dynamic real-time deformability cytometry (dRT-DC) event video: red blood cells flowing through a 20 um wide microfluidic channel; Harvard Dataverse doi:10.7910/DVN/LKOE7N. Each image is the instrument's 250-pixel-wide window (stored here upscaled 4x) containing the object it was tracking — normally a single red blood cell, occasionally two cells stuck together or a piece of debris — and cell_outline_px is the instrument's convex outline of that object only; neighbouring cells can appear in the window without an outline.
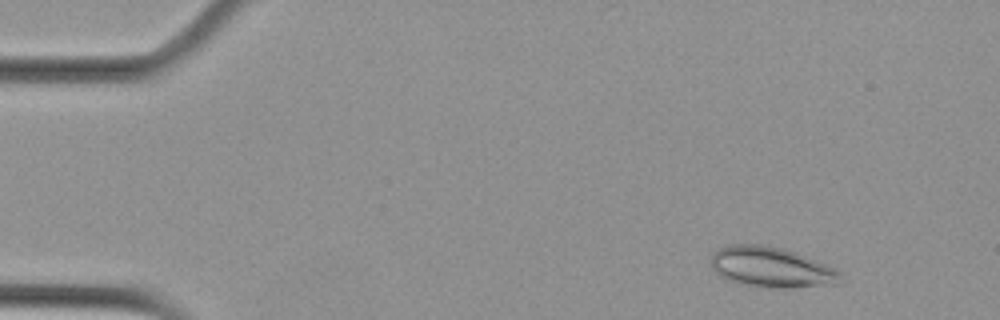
{"species": "Egyptian fruit bat (a non-hibernating species)", "species_latin": "Rousettus aegyptiacus", "temperature_condition": "cold", "stored_images_in_passage": 54, "camera_frame_rate_fps": 3000, "um_per_image_px": 0.085, "animal": {"sex": "female"}, "frame": {"image": 1, "passage_image": 5, "time_ms": 1.333, "image_size_px": [1000, 320], "cell_outline_px": [[840, 284], [788, 288], [780, 288], [744, 284], [728, 280], [720, 276], [712, 268], [712, 256], [720, 248], [728, 244], [764, 244], [780, 248], [804, 256], [836, 268], [840, 272]], "centroid_in_image_um": [65.57, 22.72], "position_along_channel_um": 19.4, "area_um2": 30.11}}
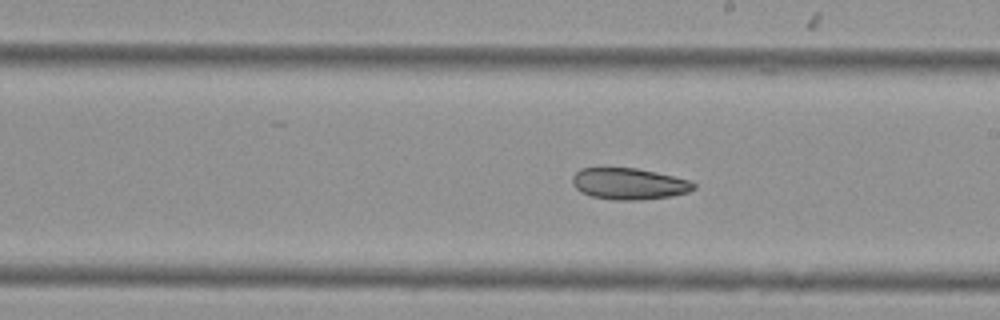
{"frame": {"image": 2, "passage_image": 31, "time_ms": 10.0, "image_size_px": [1000, 320], "cell_outline_px": [[696, 188], [688, 192], [672, 196], [636, 200], [616, 200], [592, 196], [580, 192], [572, 184], [572, 176], [580, 168], [636, 168], [692, 180], [696, 184]], "centroid_in_image_um": [53.48, 15.62], "position_along_channel_um": 235.5, "area_um2": 22.25}}
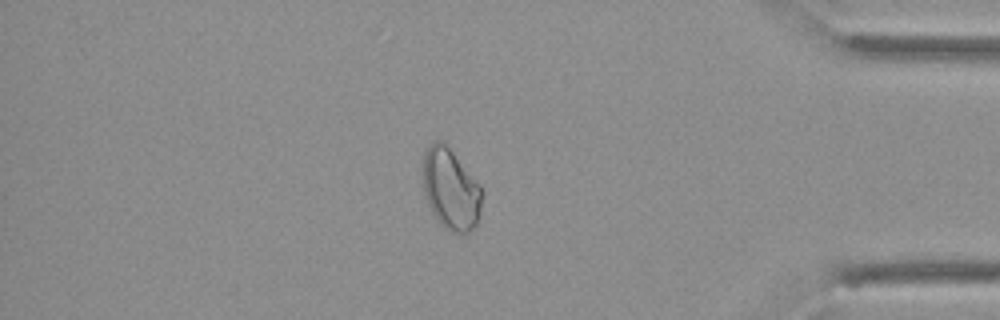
{"frame": {"image": 3, "passage_image": 47, "time_ms": 15.333, "image_size_px": [1000, 320], "cell_outline_px": [[480, 216], [476, 224], [464, 236], [460, 236], [448, 232], [440, 224], [432, 212], [428, 204], [424, 192], [424, 152], [432, 140], [440, 140], [452, 152], [480, 184]], "centroid_in_image_um": [38.3, 16.14], "position_along_channel_um": 396.9, "area_um2": 27.74}}